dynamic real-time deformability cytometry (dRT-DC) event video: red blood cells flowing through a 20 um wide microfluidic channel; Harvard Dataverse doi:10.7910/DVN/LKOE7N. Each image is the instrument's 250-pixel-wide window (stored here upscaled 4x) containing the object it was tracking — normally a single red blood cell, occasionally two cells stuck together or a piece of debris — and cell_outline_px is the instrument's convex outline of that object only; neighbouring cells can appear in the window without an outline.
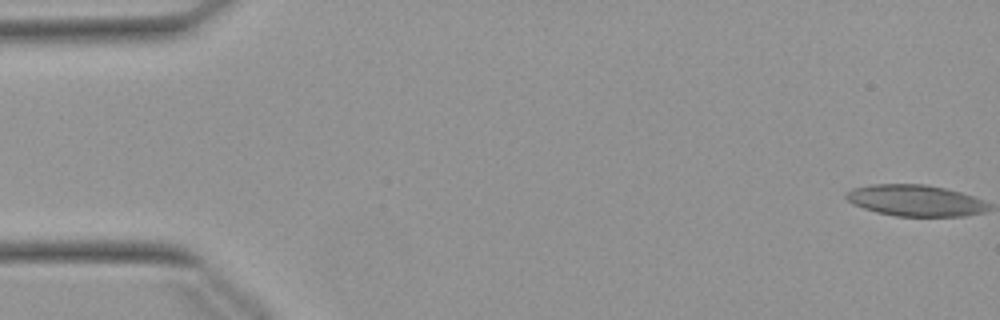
{"species": "Egyptian fruit bat (a non-hibernating species)", "species_latin": "Rousettus aegyptiacus", "temperature_condition": "warm", "stored_images_in_passage": 41, "camera_frame_rate_fps": 3000, "um_per_image_px": 0.085, "animal": {"sex": "female"}, "frame": {"image": 1, "passage_image": 1, "time_ms": 0.0, "image_size_px": [1000, 320], "cell_outline_px": [[964, 212], [944, 216], [908, 216], [884, 212], [860, 204], [868, 188], [936, 188], [948, 192]], "centroid_in_image_um": [77.49, 17.14], "position_along_channel_um": 7.5, "area_um2": 16.76}}
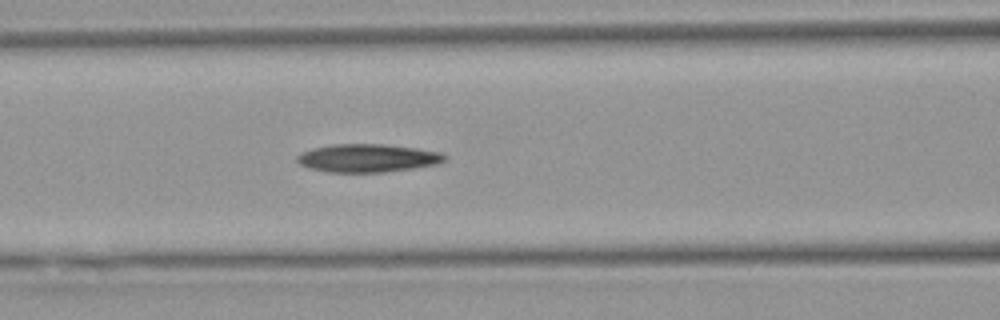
{"frame": {"image": 2, "passage_image": 22, "time_ms": 7.0, "image_size_px": [1000, 320], "cell_outline_px": [[440, 156], [436, 160], [420, 164], [392, 168], [324, 168], [308, 164], [300, 160], [304, 156], [312, 152], [324, 148], [400, 148], [424, 152]], "centroid_in_image_um": [31.19, 13.42], "position_along_channel_um": 135.4, "area_um2": 16.42}}
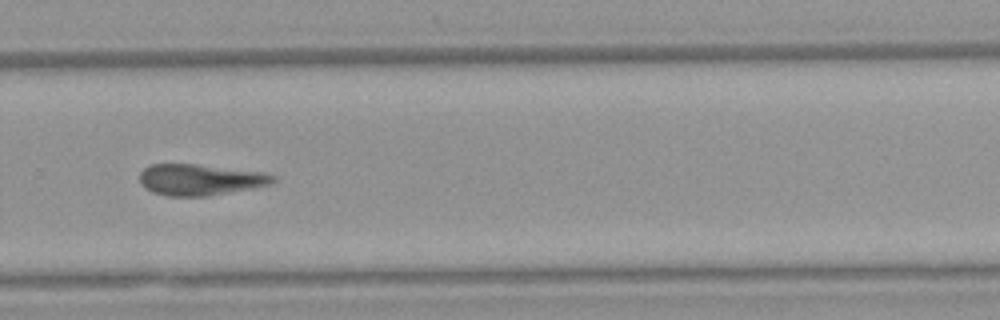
{"frame": {"image": 3, "passage_image": 36, "time_ms": 11.667, "image_size_px": [1000, 320], "cell_outline_px": [[268, 180], [252, 184], [204, 192], [160, 192], [144, 184], [144, 172], [148, 168], [160, 164], [180, 164], [264, 176]], "centroid_in_image_um": [16.59, 15.19], "position_along_channel_um": 313.2, "area_um2": 17.69}}